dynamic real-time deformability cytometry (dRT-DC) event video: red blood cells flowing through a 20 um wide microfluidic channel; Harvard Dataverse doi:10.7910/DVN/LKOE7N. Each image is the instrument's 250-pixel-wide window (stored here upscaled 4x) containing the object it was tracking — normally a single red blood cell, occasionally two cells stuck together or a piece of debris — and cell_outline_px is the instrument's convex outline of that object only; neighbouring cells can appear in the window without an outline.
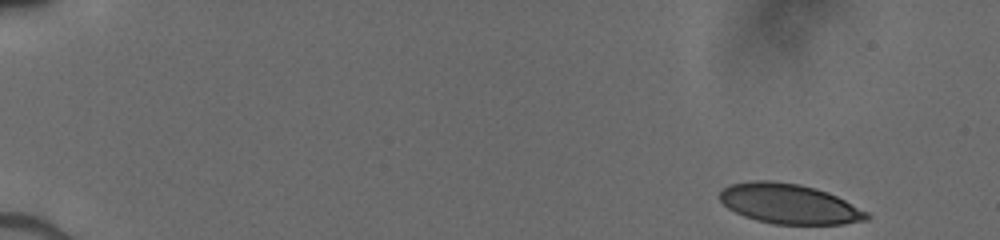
{"species": "human", "species_latin": "Homo sapiens", "temperature_condition": "cold", "stored_images_in_passage": 47, "camera_frame_rate_fps": 3000, "um_per_image_px": 0.085, "donor": {"sex": "male"}, "frame": {"image": 1, "passage_image": 1, "time_ms": 0.0, "image_size_px": [1000, 240], "cell_outline_px": [[872, 216], [868, 220], [844, 224], [772, 224], [756, 220], [744, 216], [728, 208], [720, 200], [720, 192], [724, 188], [732, 184], [752, 180], [772, 180], [800, 184], [816, 188], [828, 192], [868, 212]], "centroid_in_image_um": [67.1, 17.33], "position_along_channel_um": 17.9, "area_um2": 34.28}}
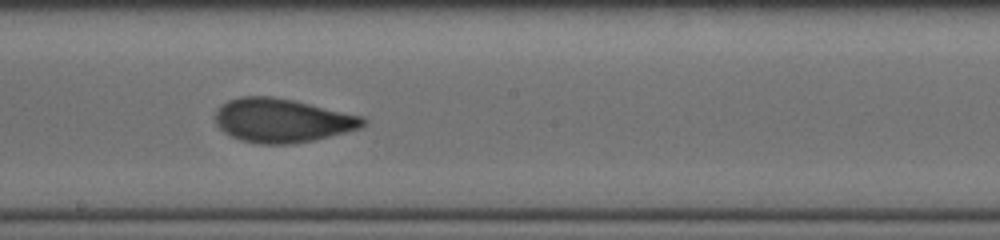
{"frame": {"image": 2, "passage_image": 27, "time_ms": 8.667, "image_size_px": [1000, 240], "cell_outline_px": [[368, 120], [360, 128], [316, 140], [288, 144], [260, 144], [240, 140], [224, 132], [216, 124], [212, 116], [228, 100], [240, 96], [272, 96], [296, 100], [364, 116]], "centroid_in_image_um": [24.0, 10.23], "position_along_channel_um": 224.2, "area_um2": 38.09}}
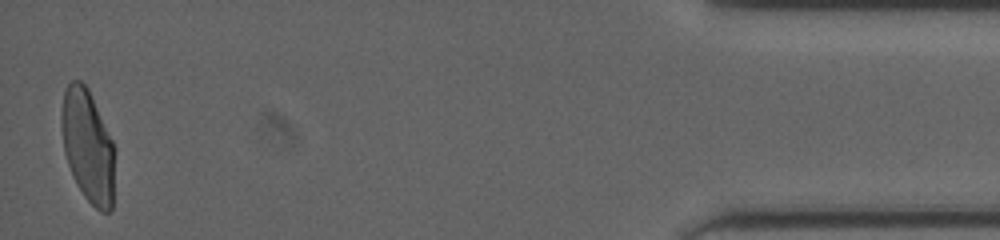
{"frame": {"image": 3, "passage_image": 47, "time_ms": 15.333, "image_size_px": [1000, 240], "cell_outline_px": [[112, 208], [108, 212], [100, 212], [84, 196], [76, 184], [72, 176], [64, 152], [60, 124], [60, 116], [64, 88], [72, 80], [80, 80], [88, 88], [112, 140]], "centroid_in_image_um": [7.4, 12.36], "position_along_channel_um": 427.8, "area_um2": 34.51}}